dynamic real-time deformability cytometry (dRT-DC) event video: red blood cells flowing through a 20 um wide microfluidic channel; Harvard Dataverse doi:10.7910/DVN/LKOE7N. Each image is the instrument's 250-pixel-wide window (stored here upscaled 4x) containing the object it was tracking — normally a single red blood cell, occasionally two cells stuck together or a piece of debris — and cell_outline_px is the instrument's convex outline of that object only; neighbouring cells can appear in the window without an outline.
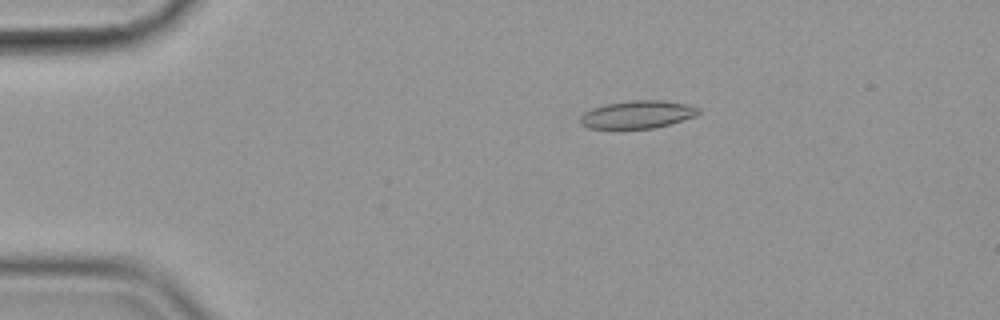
{"species": "common noctule bat (a hibernating species)", "species_latin": "Nyctalus noctula", "temperature_condition": "cold", "stored_images_in_passage": 13, "camera_frame_rate_fps": 3000, "um_per_image_px": 0.085, "animal": {"sex": "female", "body_mass_g": 19.9}, "frame": {"image": 1, "passage_image": 6, "time_ms": 1.667, "image_size_px": [1000, 320], "cell_outline_px": [[700, 112], [696, 116], [668, 124], [652, 128], [588, 128], [580, 124], [580, 116], [584, 112], [592, 108], [604, 104], [632, 100], [660, 100], [688, 104], [700, 108]], "centroid_in_image_um": [54.17, 9.72], "position_along_channel_um": 30.8, "area_um2": 19.07}}